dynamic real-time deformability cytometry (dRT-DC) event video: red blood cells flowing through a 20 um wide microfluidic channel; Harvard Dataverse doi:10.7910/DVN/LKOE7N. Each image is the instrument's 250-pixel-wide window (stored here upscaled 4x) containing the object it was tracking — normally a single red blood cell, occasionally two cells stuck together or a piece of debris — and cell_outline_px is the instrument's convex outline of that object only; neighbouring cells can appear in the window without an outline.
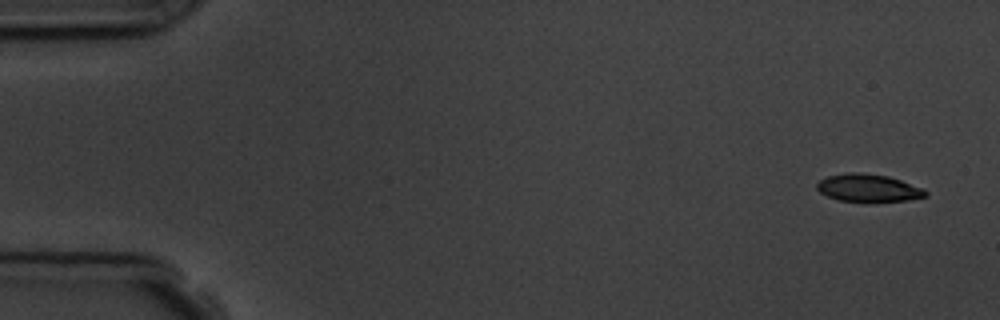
{"species": "common noctule bat (a hibernating species)", "species_latin": "Nyctalus noctula", "temperature_condition": "room temperature", "stored_images_in_passage": 6, "camera_frame_rate_fps": 3000, "um_per_image_px": 0.085, "animal": {"sex": "male", "body_mass_g": 19.5, "forearm_length_mm": 54.6}, "frame": {"image": 1, "passage_image": 1, "time_ms": 0.0, "image_size_px": [1000, 320], "cell_outline_px": [[928, 196], [908, 200], [872, 204], [836, 200], [820, 192], [816, 188], [816, 184], [820, 180], [828, 176], [852, 172], [860, 172], [888, 176], [924, 188], [928, 192]], "centroid_in_image_um": [73.84, 16.02], "position_along_channel_um": 11.2, "area_um2": 18.15}}
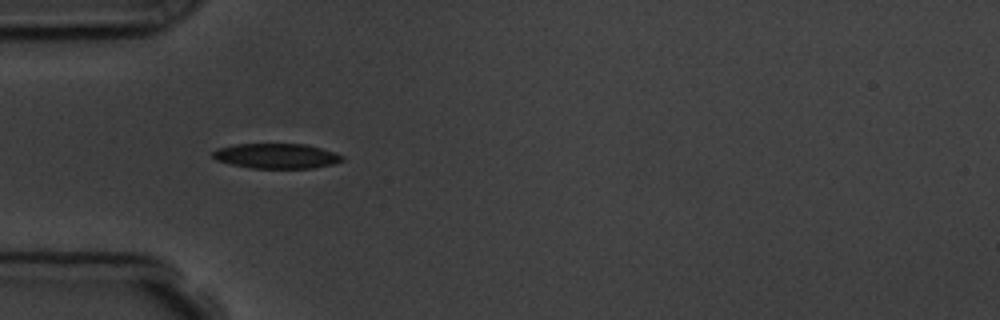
{"frame": {"image": 2, "passage_image": 5, "time_ms": 4.667, "image_size_px": [1000, 320], "cell_outline_px": [[344, 160], [332, 164], [312, 168], [252, 168], [232, 164], [216, 160], [212, 156], [212, 152], [216, 148], [232, 144], [304, 144], [336, 152], [344, 156]], "centroid_in_image_um": [23.48, 13.25], "position_along_channel_um": 61.5, "area_um2": 18.9}}